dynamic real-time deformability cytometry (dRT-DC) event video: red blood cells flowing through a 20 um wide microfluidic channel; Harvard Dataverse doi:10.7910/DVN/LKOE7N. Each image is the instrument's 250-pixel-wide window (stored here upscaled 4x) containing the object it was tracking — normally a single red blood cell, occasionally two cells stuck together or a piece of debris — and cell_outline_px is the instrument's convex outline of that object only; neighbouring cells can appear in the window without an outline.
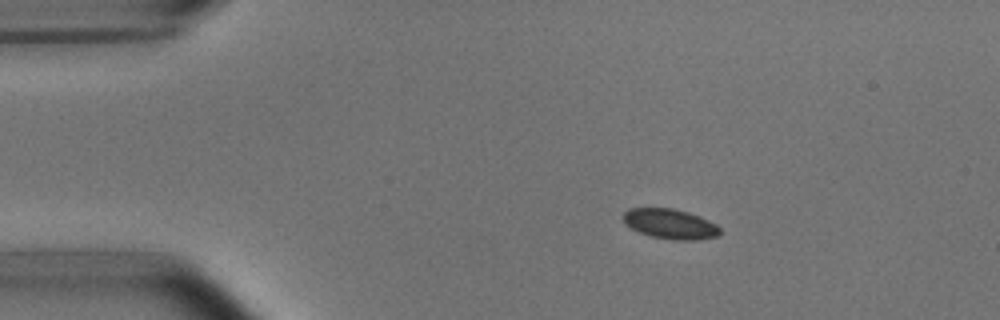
{"species": "common noctule bat (a hibernating species)", "species_latin": "Nyctalus noctula", "temperature_condition": "room temperature", "stored_images_in_passage": 8, "camera_frame_rate_fps": 3000, "um_per_image_px": 0.085, "animal": {"sex": "male", "body_mass_g": 15.6}, "frame": {"image": 1, "passage_image": 3, "time_ms": 2.333, "image_size_px": [1000, 320], "cell_outline_px": [[720, 236], [696, 240], [672, 240], [652, 236], [640, 232], [624, 224], [624, 212], [628, 208], [672, 208], [688, 212], [700, 216], [716, 224], [720, 228]], "centroid_in_image_um": [56.99, 19.03], "position_along_channel_um": 28.0, "area_um2": 16.94}}
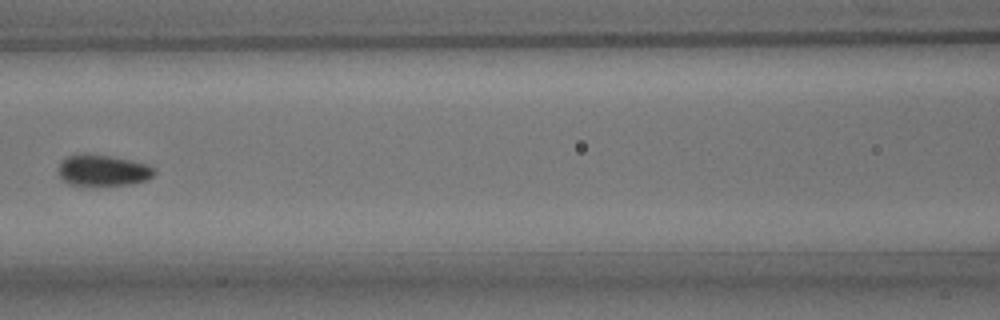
{"frame": {"image": 2, "passage_image": 7, "time_ms": 7.333, "image_size_px": [1000, 320], "cell_outline_px": [[156, 172], [148, 180], [128, 184], [84, 188], [68, 184], [60, 180], [60, 160], [68, 156], [112, 156], [132, 160], [148, 164], [156, 168]], "centroid_in_image_um": [8.77, 14.55], "position_along_channel_um": 157.8, "area_um2": 17.74}}
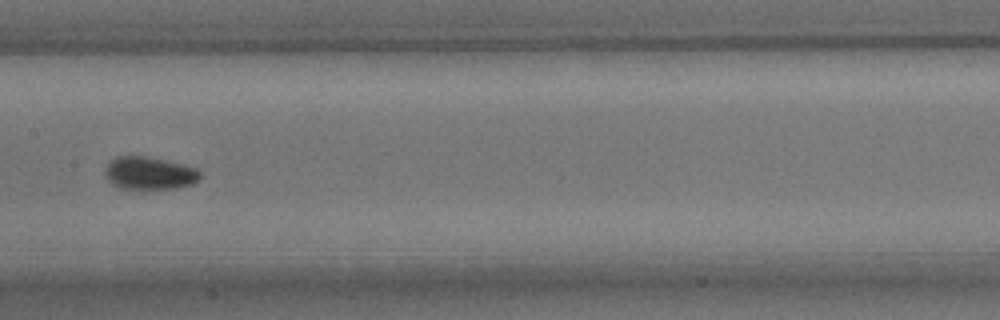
{"frame": {"image": 3, "passage_image": 8, "time_ms": 8.333, "image_size_px": [1000, 320], "cell_outline_px": [[200, 180], [192, 184], [176, 188], [120, 188], [112, 184], [108, 180], [104, 172], [108, 160], [116, 156], [148, 156], [196, 168], [200, 172]], "centroid_in_image_um": [12.66, 14.71], "position_along_channel_um": 194.7, "area_um2": 18.09}}